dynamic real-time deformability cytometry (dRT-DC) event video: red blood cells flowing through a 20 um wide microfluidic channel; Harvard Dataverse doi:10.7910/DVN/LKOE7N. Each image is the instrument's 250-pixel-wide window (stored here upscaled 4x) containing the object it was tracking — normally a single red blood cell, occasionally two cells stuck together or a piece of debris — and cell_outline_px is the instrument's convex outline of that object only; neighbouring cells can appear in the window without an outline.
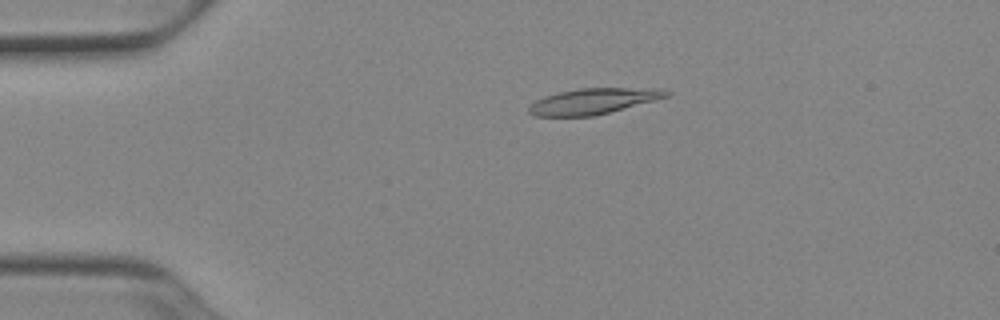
{"species": "Egyptian fruit bat (a non-hibernating species)", "species_latin": "Rousettus aegyptiacus", "temperature_condition": "cold", "stored_images_in_passage": 52, "camera_frame_rate_fps": 3000, "um_per_image_px": 0.085, "animal": {"sex": "female"}, "frame": {"image": 1, "passage_image": 11, "time_ms": 3.333, "image_size_px": [1000, 320], "cell_outline_px": [[672, 92], [668, 96], [596, 116], [536, 116], [528, 112], [528, 108], [536, 100], [544, 96], [560, 92], [580, 88], [660, 88]], "centroid_in_image_um": [50.44, 8.6], "position_along_channel_um": 34.6, "area_um2": 20.52}}
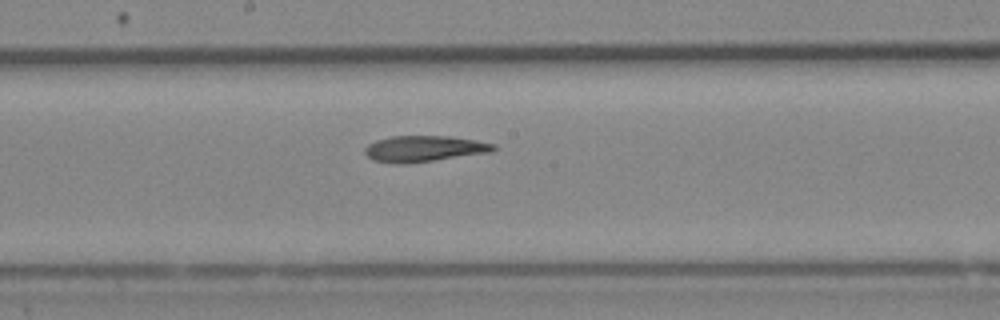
{"frame": {"image": 2, "passage_image": 28, "time_ms": 9.0, "image_size_px": [1000, 320], "cell_outline_px": [[496, 148], [492, 152], [408, 164], [392, 164], [372, 160], [364, 152], [364, 148], [368, 144], [376, 140], [392, 136], [448, 136], [476, 140], [496, 144]], "centroid_in_image_um": [36.03, 12.65], "position_along_channel_um": 212.2, "area_um2": 19.77}}
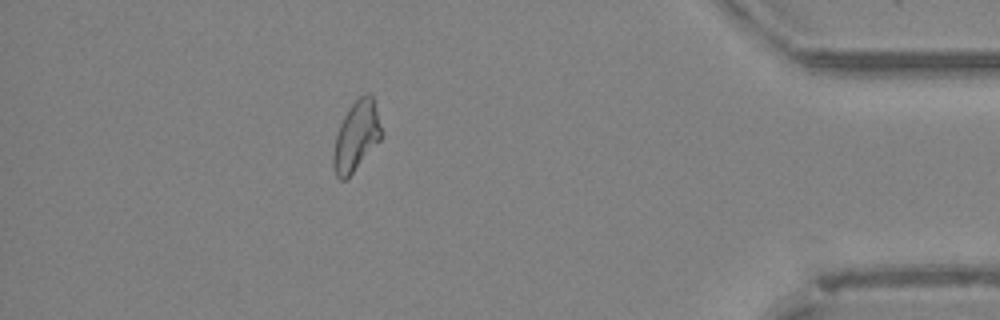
{"frame": {"image": 3, "passage_image": 46, "time_ms": 15.0, "image_size_px": [1000, 320], "cell_outline_px": [[384, 132], [380, 140], [352, 172], [344, 180], [340, 180], [336, 176], [332, 164], [332, 156], [336, 136], [340, 124], [348, 108], [364, 92], [368, 92], [372, 96]], "centroid_in_image_um": [30.29, 11.54], "position_along_channel_um": 404.9, "area_um2": 19.42}, "authors_computed_cell_mechanics": {"area_um2": 19.8254, "velocity_mm_per_s": 3.92, "shape_relaxation_time_tau1_ms": null, "shape_relaxation_time_tau2_ms": 5.0289, "deformation_change_tau1": null, "deformation_change_tau2": 0.127}}